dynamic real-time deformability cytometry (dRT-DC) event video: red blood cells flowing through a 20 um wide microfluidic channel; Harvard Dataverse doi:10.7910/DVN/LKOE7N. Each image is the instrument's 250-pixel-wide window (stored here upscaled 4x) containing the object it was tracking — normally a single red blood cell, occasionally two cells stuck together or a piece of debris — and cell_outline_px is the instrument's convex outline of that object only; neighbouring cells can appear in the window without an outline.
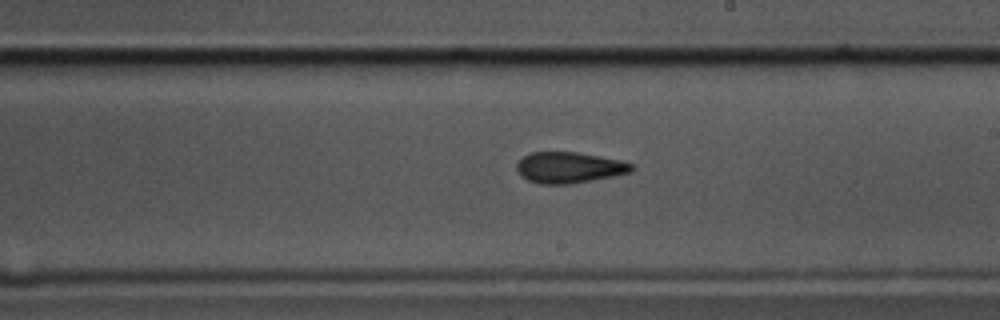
{"species": "common noctule bat (a hibernating species)", "species_latin": "Nyctalus noctula", "temperature_condition": "cold", "stored_images_in_passage": 45, "camera_frame_rate_fps": 3000, "um_per_image_px": 0.085, "animal": {"sex": "male", "body_mass_g": 17.5, "forearm_length_mm": 52.3}, "frame": {"image": 1, "passage_image": 20, "time_ms": 6.333, "image_size_px": [1000, 320], "cell_outline_px": [[636, 168], [632, 172], [612, 176], [568, 184], [540, 184], [528, 180], [520, 176], [516, 168], [516, 164], [528, 152], [576, 152], [600, 156], [620, 160], [632, 164]], "centroid_in_image_um": [48.36, 14.23], "position_along_channel_um": 240.6, "area_um2": 20.75}}
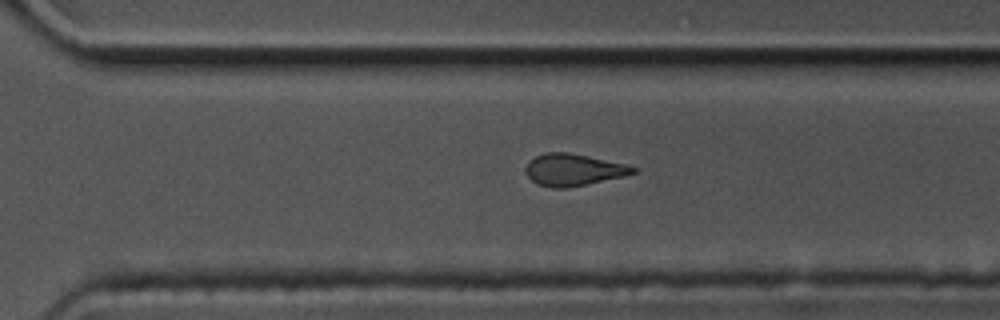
{"frame": {"image": 2, "passage_image": 27, "time_ms": 8.667, "image_size_px": [1000, 320], "cell_outline_px": [[636, 172], [624, 176], [564, 188], [552, 188], [536, 184], [528, 176], [524, 168], [536, 156], [544, 152], [568, 152], [628, 164], [636, 168]], "centroid_in_image_um": [48.73, 14.42], "position_along_channel_um": 321.9, "area_um2": 19.77}}
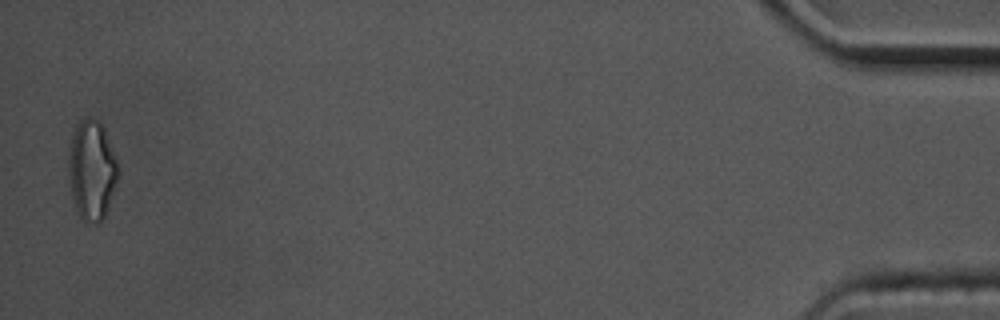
{"frame": {"image": 3, "passage_image": 44, "time_ms": 14.333, "image_size_px": [1000, 320], "cell_outline_px": [[120, 172], [104, 216], [96, 224], [84, 224], [72, 200], [68, 164], [68, 156], [72, 136], [76, 124], [84, 116], [88, 116], [96, 120], [104, 128], [116, 160]], "centroid_in_image_um": [7.78, 14.46], "position_along_channel_um": 427.4, "area_um2": 28.67}, "authors_computed_cell_mechanics": {"area_um2": 21.3282, "velocity_mm_per_s": 3.4863, "shape_relaxation_time_tau1_ms": 7.4854, "shape_relaxation_time_tau2_ms": 3.2996, "deformation_change_tau1": 0.143, "deformation_change_tau2": 0.1139}}